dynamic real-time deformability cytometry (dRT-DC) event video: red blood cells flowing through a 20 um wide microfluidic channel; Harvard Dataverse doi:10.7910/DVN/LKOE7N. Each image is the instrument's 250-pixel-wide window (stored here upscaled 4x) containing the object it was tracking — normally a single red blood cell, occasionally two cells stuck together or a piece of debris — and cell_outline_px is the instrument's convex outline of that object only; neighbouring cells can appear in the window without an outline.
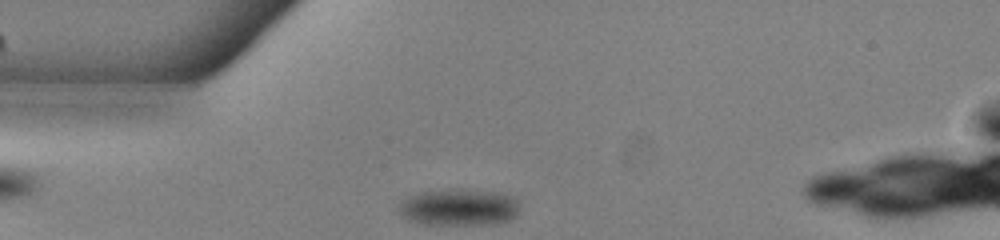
{"species": "common noctule bat (a hibernating species)", "species_latin": "Nyctalus noctula", "temperature_condition": "warm", "stored_images_in_passage": 36, "camera_frame_rate_fps": 3000, "um_per_image_px": 0.085, "animal": {"sex": "male", "body_mass_g": 13.0, "forearm_length_mm": 53.1}, "frame": {"image": 1, "passage_image": 2, "time_ms": 0.333, "image_size_px": [1000, 240], "cell_outline_px": [[520, 212], [512, 220], [496, 224], [424, 224], [408, 220], [400, 212], [400, 204], [404, 200], [420, 192], [504, 192], [516, 196], [520, 200]], "centroid_in_image_um": [39.17, 17.67], "position_along_channel_um": 45.8, "area_um2": 25.26}}
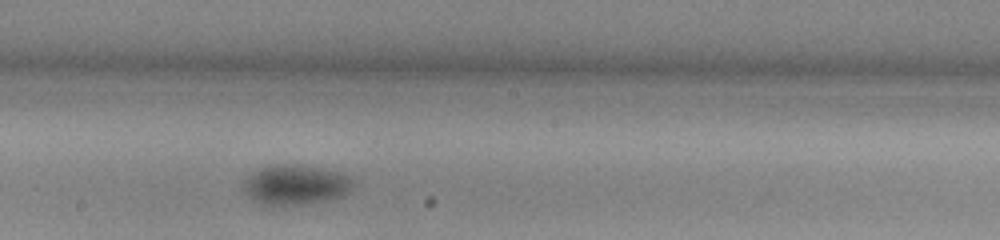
{"frame": {"image": 2, "passage_image": 17, "time_ms": 5.333, "image_size_px": [1000, 240], "cell_outline_px": [[352, 188], [348, 192], [340, 196], [328, 200], [304, 204], [264, 204], [248, 196], [244, 188], [244, 184], [260, 168], [276, 164], [296, 164], [336, 172], [352, 176]], "centroid_in_image_um": [25.18, 15.7], "position_along_channel_um": 223.0, "area_um2": 24.62}}
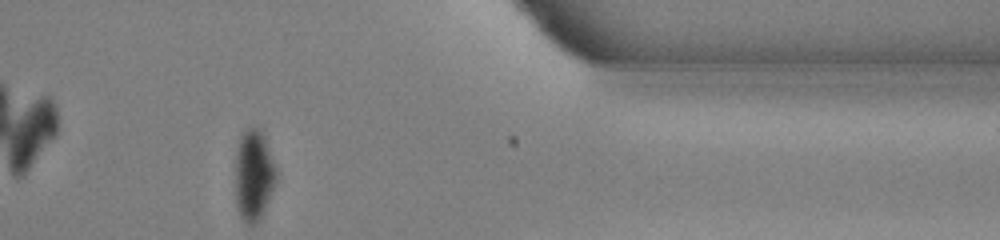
{"frame": {"image": 3, "passage_image": 32, "time_ms": 10.333, "image_size_px": [1000, 240], "cell_outline_px": [[276, 180], [260, 220], [256, 224], [244, 224], [236, 208], [236, 156], [240, 136], [248, 128], [260, 128], [264, 136], [276, 168]], "centroid_in_image_um": [21.56, 14.93], "position_along_channel_um": 389.8, "area_um2": 21.5}, "authors_computed_cell_mechanics": {"area_um2": 26.1834, "velocity_mm_per_s": 3.8484, "shape_relaxation_time_tau1_ms": 1.943, "shape_relaxation_time_tau2_ms": 8.3965, "deformation_change_tau1": 0.0715, "deformation_change_tau2": 0.0676}}